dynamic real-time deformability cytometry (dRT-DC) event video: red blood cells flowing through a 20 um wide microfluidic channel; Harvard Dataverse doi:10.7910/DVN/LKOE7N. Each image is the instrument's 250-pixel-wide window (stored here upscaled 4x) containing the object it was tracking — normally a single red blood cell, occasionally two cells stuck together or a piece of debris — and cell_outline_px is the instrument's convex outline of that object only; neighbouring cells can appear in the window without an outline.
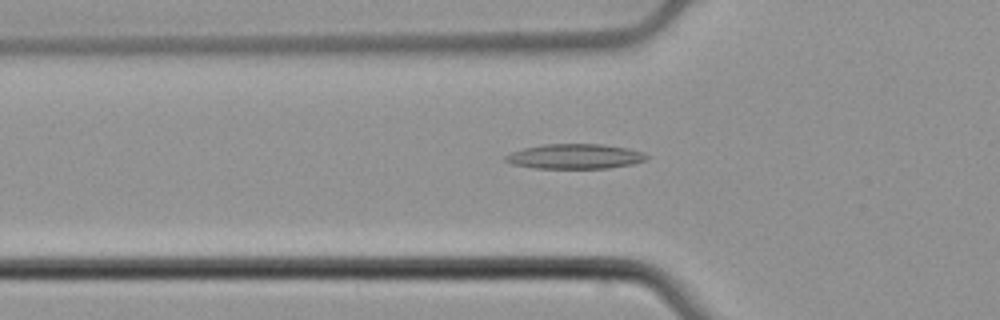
{"species": "common noctule bat (a hibernating species)", "species_latin": "Nyctalus noctula", "temperature_condition": "cold", "stored_images_in_passage": 54, "camera_frame_rate_fps": 3000, "um_per_image_px": 0.085, "animal": {"sex": "male", "body_mass_g": 21.5, "forearm_length_mm": 52.0}, "frame": {"image": 1, "passage_image": 19, "time_ms": 6.0, "image_size_px": [1000, 320], "cell_outline_px": [[648, 156], [644, 160], [632, 164], [608, 168], [536, 168], [512, 164], [504, 160], [504, 156], [512, 152], [524, 148], [544, 144], [600, 144], [628, 148], [640, 152]], "centroid_in_image_um": [48.83, 13.29], "position_along_channel_um": 77.0, "area_um2": 20.23}}
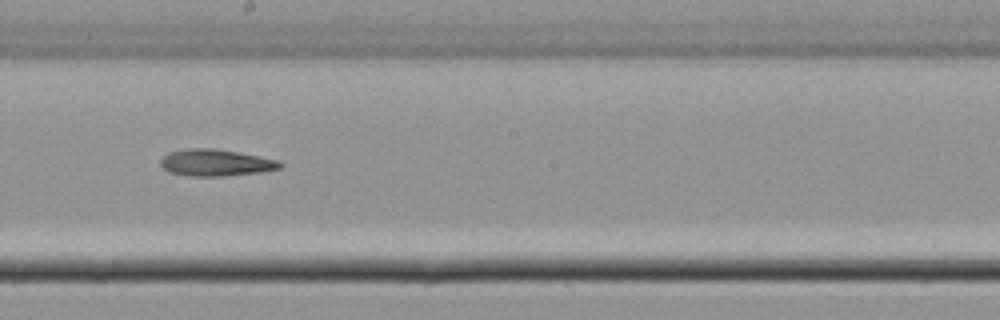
{"frame": {"image": 2, "passage_image": 31, "time_ms": 10.0, "image_size_px": [1000, 320], "cell_outline_px": [[284, 164], [280, 168], [260, 172], [224, 176], [192, 176], [168, 172], [160, 164], [160, 160], [168, 152], [188, 148], [216, 148], [280, 160]], "centroid_in_image_um": [18.34, 13.82], "position_along_channel_um": 229.9, "area_um2": 18.67}}
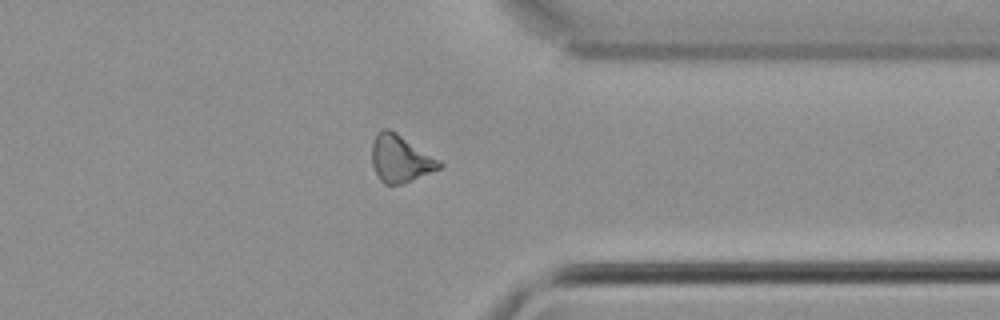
{"frame": {"image": 3, "passage_image": 43, "time_ms": 14.0, "image_size_px": [1000, 320], "cell_outline_px": [[444, 164], [440, 168], [404, 184], [384, 184], [380, 180], [372, 164], [372, 144], [376, 132], [384, 128], [388, 128], [396, 132], [440, 160]], "centroid_in_image_um": [34.02, 13.48], "position_along_channel_um": 377.4, "area_um2": 18.55}, "authors_computed_cell_mechanics": {"area_um2": 18.7272, "velocity_mm_per_s": 3.827, "shape_relaxation_time_tau1_ms": 10.7243, "shape_relaxation_time_tau2_ms": null, "deformation_change_tau1": 0.2057, "deformation_change_tau2": null}}